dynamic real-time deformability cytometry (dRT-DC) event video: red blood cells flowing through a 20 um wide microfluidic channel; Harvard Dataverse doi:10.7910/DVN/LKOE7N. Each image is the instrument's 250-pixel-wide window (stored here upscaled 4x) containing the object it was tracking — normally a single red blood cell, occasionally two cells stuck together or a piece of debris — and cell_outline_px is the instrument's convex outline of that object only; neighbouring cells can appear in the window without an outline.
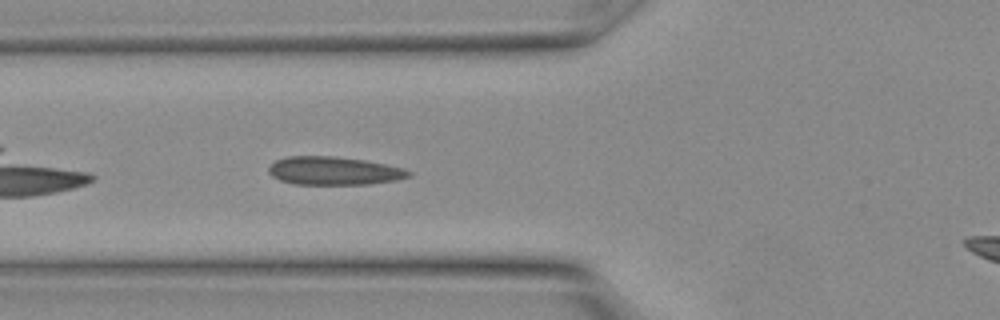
{"species": "Egyptian fruit bat (a non-hibernating species)", "species_latin": "Rousettus aegyptiacus", "temperature_condition": "warm", "stored_images_in_passage": 7, "camera_frame_rate_fps": 3000, "um_per_image_px": 0.085, "animal": {"sex": "female"}, "frame": {"image": 1, "passage_image": 7, "time_ms": 2.0, "image_size_px": [1000, 320], "cell_outline_px": [[412, 176], [396, 180], [368, 184], [296, 184], [280, 180], [272, 176], [268, 172], [268, 168], [276, 160], [288, 156], [332, 156], [364, 160], [404, 168], [412, 172]], "centroid_in_image_um": [28.39, 14.52], "position_along_channel_um": 97.4, "area_um2": 22.95}}